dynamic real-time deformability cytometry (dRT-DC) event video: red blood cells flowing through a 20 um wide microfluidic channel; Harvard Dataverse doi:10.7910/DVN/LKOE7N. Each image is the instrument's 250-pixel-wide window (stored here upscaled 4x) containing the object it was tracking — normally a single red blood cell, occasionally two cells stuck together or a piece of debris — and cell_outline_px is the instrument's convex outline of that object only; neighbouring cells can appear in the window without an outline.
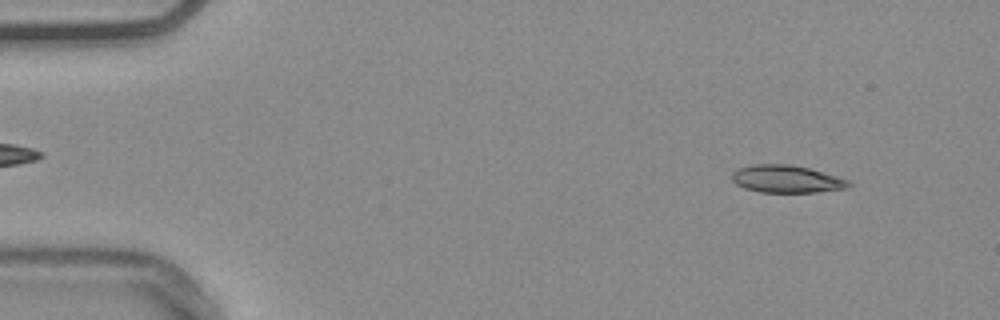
{"species": "common noctule bat (a hibernating species)", "species_latin": "Nyctalus noctula", "temperature_condition": "warm", "stored_images_in_passage": 53, "camera_frame_rate_fps": 3000, "um_per_image_px": 0.085, "animal": {"sex": "male", "body_mass_g": 20.4}, "frame": {"image": 1, "passage_image": 5, "time_ms": 1.333, "image_size_px": [1000, 320], "cell_outline_px": [[852, 184], [848, 188], [816, 192], [760, 192], [744, 188], [736, 184], [732, 180], [732, 172], [740, 168], [752, 164], [788, 164], [808, 168], [852, 180]], "centroid_in_image_um": [66.89, 15.22], "position_along_channel_um": 18.1, "area_um2": 18.79}}
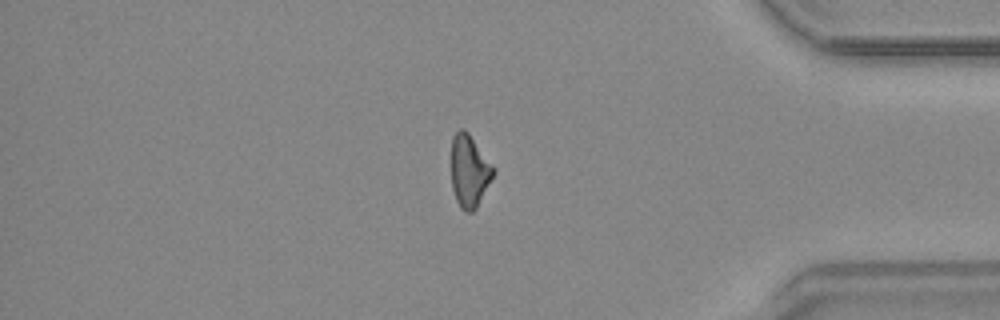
{"frame": {"image": 2, "passage_image": 45, "time_ms": 14.667, "image_size_px": [1000, 320], "cell_outline_px": [[496, 172], [476, 208], [472, 212], [464, 212], [460, 208], [456, 200], [452, 188], [452, 136], [460, 128], [464, 128], [468, 132], [496, 168]], "centroid_in_image_um": [39.91, 14.53], "position_along_channel_um": 395.3, "area_um2": 17.92}}
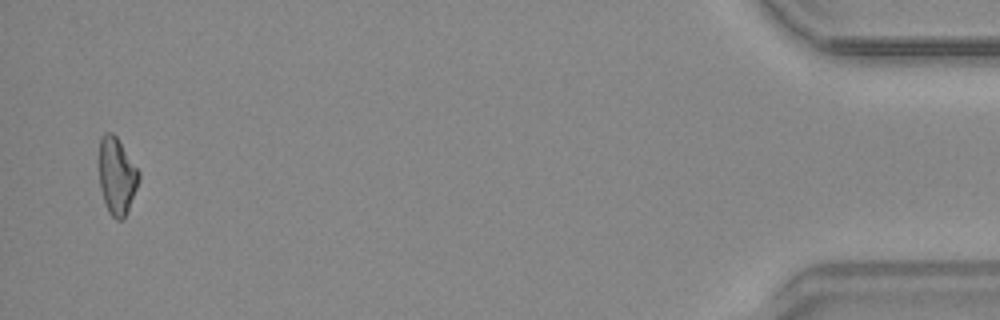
{"frame": {"image": 3, "passage_image": 52, "time_ms": 17.0, "image_size_px": [1000, 320], "cell_outline_px": [[140, 180], [124, 220], [116, 220], [108, 212], [100, 188], [100, 136], [104, 132], [112, 132], [116, 136], [140, 172]], "centroid_in_image_um": [9.94, 14.97], "position_along_channel_um": 425.3, "area_um2": 17.8}}